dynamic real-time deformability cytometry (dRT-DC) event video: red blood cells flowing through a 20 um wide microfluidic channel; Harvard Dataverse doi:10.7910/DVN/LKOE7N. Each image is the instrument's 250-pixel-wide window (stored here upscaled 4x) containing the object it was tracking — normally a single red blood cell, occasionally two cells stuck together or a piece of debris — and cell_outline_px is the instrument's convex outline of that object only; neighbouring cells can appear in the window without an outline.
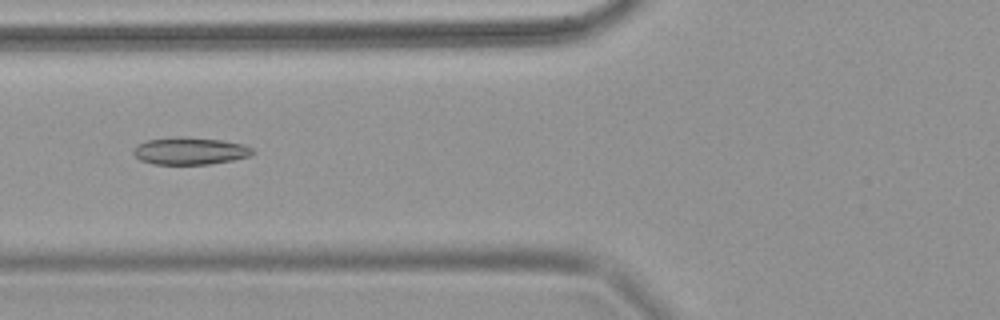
{"species": "common noctule bat (a hibernating species)", "species_latin": "Nyctalus noctula", "temperature_condition": "warm", "stored_images_in_passage": 4, "camera_frame_rate_fps": 3000, "um_per_image_px": 0.085, "animal": {"sex": "female", "body_mass_g": 18.4}, "frame": {"image": 1, "passage_image": 2, "time_ms": 0.333, "image_size_px": [1000, 320], "cell_outline_px": [[256, 152], [248, 156], [232, 160], [208, 164], [152, 164], [140, 160], [132, 152], [132, 148], [136, 144], [148, 140], [180, 136], [184, 136], [220, 140], [244, 144], [252, 148]], "centroid_in_image_um": [16.12, 12.82], "position_along_channel_um": 109.7, "area_um2": 19.02}}
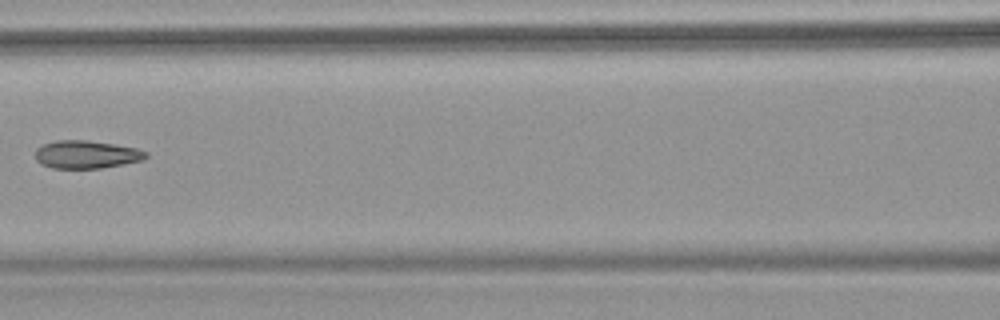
{"frame": {"image": 2, "passage_image": 3, "time_ms": 0.667, "image_size_px": [1000, 320], "cell_outline_px": [[148, 156], [140, 160], [124, 164], [100, 168], [52, 168], [40, 164], [36, 160], [36, 148], [44, 144], [56, 140], [88, 140], [136, 148], [148, 152]], "centroid_in_image_um": [7.32, 13.13], "position_along_channel_um": 159.3, "area_um2": 17.92}}
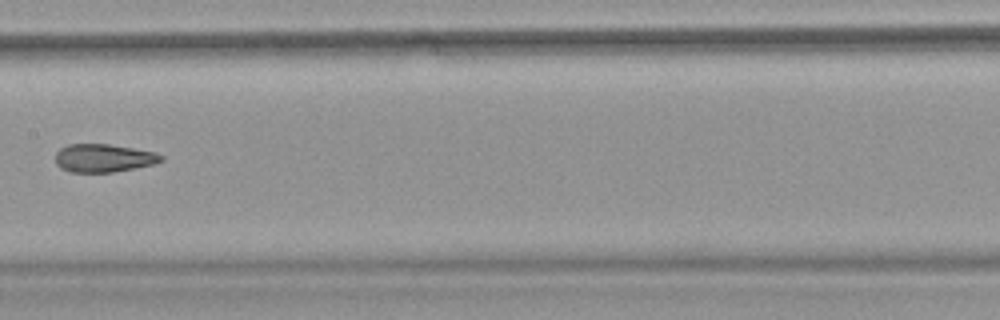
{"frame": {"image": 3, "passage_image": 4, "time_ms": 1.0, "image_size_px": [1000, 320], "cell_outline_px": [[164, 160], [156, 164], [112, 172], [68, 172], [60, 168], [56, 164], [56, 152], [60, 148], [68, 144], [108, 144], [156, 152], [164, 156]], "centroid_in_image_um": [8.81, 13.44], "position_along_channel_um": 198.6, "area_um2": 17.46}}